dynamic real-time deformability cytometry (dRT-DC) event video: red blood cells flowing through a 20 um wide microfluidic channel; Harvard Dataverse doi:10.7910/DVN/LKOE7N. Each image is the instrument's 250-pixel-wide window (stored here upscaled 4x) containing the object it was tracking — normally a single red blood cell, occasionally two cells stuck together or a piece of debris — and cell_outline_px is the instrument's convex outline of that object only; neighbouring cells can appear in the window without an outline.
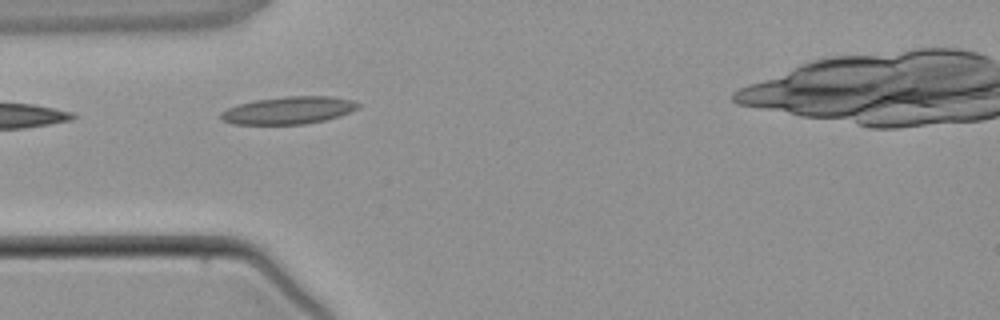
{"species": "common noctule bat (a hibernating species)", "species_latin": "Nyctalus noctula", "temperature_condition": "warm", "stored_images_in_passage": 2, "camera_frame_rate_fps": 3000, "um_per_image_px": 0.085, "animal": {"sex": "male", "body_mass_g": 21.5, "forearm_length_mm": 52.0}, "frame": {"image": 1, "passage_image": 2, "time_ms": 1.0, "image_size_px": [1000, 320], "cell_outline_px": [[360, 108], [340, 116], [324, 120], [304, 124], [232, 124], [224, 120], [220, 116], [220, 112], [236, 104], [256, 100], [284, 96], [332, 96], [352, 100], [360, 104]], "centroid_in_image_um": [24.55, 9.37], "position_along_channel_um": 60.5, "area_um2": 22.02}}